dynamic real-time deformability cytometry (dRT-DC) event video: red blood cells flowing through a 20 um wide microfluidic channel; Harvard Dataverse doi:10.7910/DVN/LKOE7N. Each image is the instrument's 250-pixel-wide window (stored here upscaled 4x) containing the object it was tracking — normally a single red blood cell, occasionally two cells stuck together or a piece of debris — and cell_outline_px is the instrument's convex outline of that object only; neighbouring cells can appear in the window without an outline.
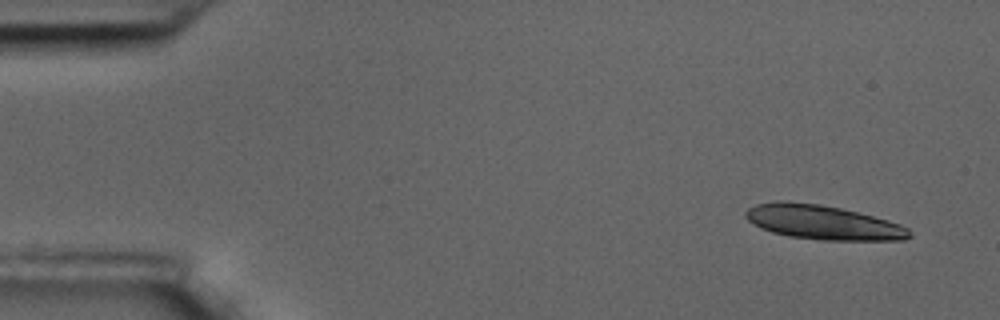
{"species": "common noctule bat (a hibernating species)", "species_latin": "Nyctalus noctula", "temperature_condition": "room temperature", "stored_images_in_passage": 6, "camera_frame_rate_fps": 3000, "um_per_image_px": 0.085, "animal": {"sex": "male", "body_mass_g": 17.5, "forearm_length_mm": 52.3}, "frame": {"image": 1, "passage_image": 1, "time_ms": 0.0, "image_size_px": [1000, 320], "cell_outline_px": [[912, 236], [904, 240], [824, 240], [788, 236], [772, 232], [760, 228], [748, 220], [744, 216], [744, 212], [748, 208], [756, 204], [780, 200], [784, 200], [820, 204], [840, 208], [888, 220], [900, 224], [908, 228]], "centroid_in_image_um": [69.92, 18.89], "position_along_channel_um": 15.1, "area_um2": 32.77}}